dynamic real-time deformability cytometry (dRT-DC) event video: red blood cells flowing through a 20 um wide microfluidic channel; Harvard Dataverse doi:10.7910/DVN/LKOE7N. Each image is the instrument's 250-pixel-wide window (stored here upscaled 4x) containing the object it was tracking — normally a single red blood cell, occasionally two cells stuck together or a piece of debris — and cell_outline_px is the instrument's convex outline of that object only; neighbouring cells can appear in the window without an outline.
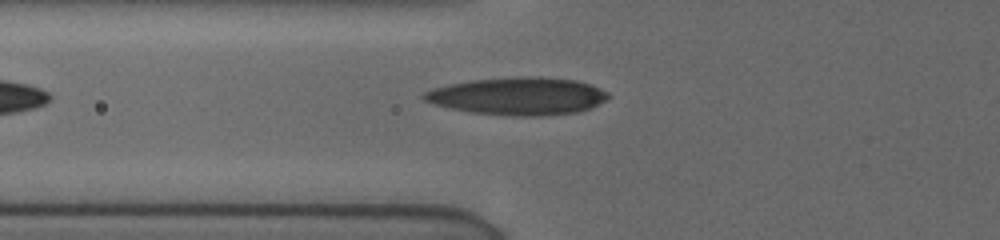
{"species": "human", "species_latin": "Homo sapiens", "temperature_condition": "cold", "stored_images_in_passage": 3, "camera_frame_rate_fps": 3000, "um_per_image_px": 0.085, "donor": {"sex": "female"}, "frame": {"image": 1, "passage_image": 3, "time_ms": 2.0, "image_size_px": [1000, 240], "cell_outline_px": [[608, 96], [604, 100], [592, 108], [576, 112], [544, 116], [512, 116], [472, 112], [448, 108], [432, 104], [424, 100], [420, 96], [424, 92], [432, 88], [448, 84], [472, 80], [512, 76], [540, 76], [576, 80], [588, 84], [608, 92]], "centroid_in_image_um": [43.98, 8.16], "position_along_channel_um": 81.8, "area_um2": 40.63}}